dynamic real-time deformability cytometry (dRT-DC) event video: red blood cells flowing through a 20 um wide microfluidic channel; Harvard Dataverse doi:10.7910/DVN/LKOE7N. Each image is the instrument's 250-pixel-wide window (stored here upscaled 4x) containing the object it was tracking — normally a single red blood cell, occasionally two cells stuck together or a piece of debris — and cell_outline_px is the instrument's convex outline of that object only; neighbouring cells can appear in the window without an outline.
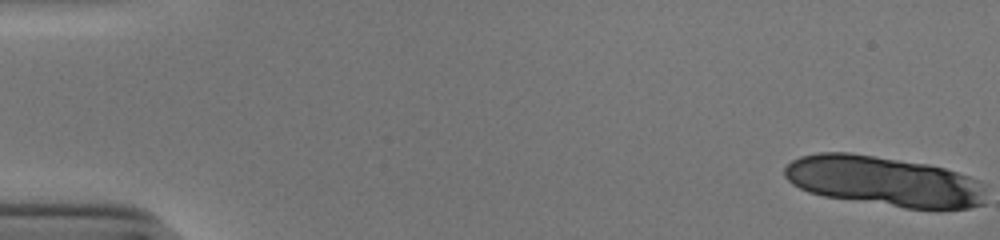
{"species": "human", "species_latin": "Homo sapiens", "temperature_condition": "cold", "stored_images_in_passage": 16, "camera_frame_rate_fps": 3000, "um_per_image_px": 0.085, "donor": {"sex": "male"}, "frame": {"image": 1, "passage_image": 1, "time_ms": 0.0, "image_size_px": [1000, 240], "cell_outline_px": [[984, 204], [968, 208], [904, 208], [824, 196], [808, 192], [792, 184], [784, 176], [784, 168], [792, 160], [800, 156], [820, 152], [848, 152], [928, 164], [944, 168], [980, 180], [984, 184]], "centroid_in_image_um": [75.13, 15.4], "position_along_channel_um": 9.9, "area_um2": 58.67}}